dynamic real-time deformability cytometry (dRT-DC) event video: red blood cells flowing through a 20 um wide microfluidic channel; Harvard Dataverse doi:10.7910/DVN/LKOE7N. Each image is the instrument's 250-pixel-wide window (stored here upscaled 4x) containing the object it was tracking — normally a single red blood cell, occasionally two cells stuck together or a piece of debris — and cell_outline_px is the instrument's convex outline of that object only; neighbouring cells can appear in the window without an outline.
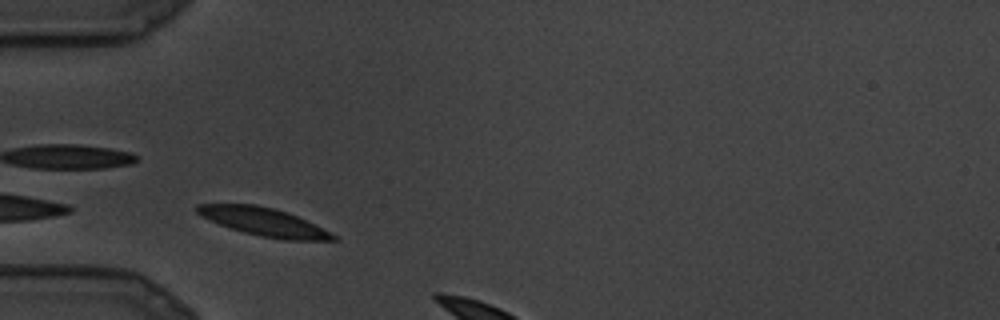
{"species": "common noctule bat (a hibernating species)", "species_latin": "Nyctalus noctula", "temperature_condition": "cold", "stored_images_in_passage": 3, "camera_frame_rate_fps": 3000, "um_per_image_px": 0.085, "animal": {"sex": "male", "body_mass_g": 19.5, "forearm_length_mm": 54.6}, "frame": {"image": 1, "passage_image": 1, "time_ms": 0.0, "image_size_px": [1000, 320], "cell_outline_px": [[340, 240], [284, 240], [260, 236], [244, 232], [220, 224], [200, 216], [196, 212], [196, 204], [256, 204], [288, 212], [336, 236]], "centroid_in_image_um": [22.37, 18.85], "position_along_channel_um": 62.6, "area_um2": 21.85}}